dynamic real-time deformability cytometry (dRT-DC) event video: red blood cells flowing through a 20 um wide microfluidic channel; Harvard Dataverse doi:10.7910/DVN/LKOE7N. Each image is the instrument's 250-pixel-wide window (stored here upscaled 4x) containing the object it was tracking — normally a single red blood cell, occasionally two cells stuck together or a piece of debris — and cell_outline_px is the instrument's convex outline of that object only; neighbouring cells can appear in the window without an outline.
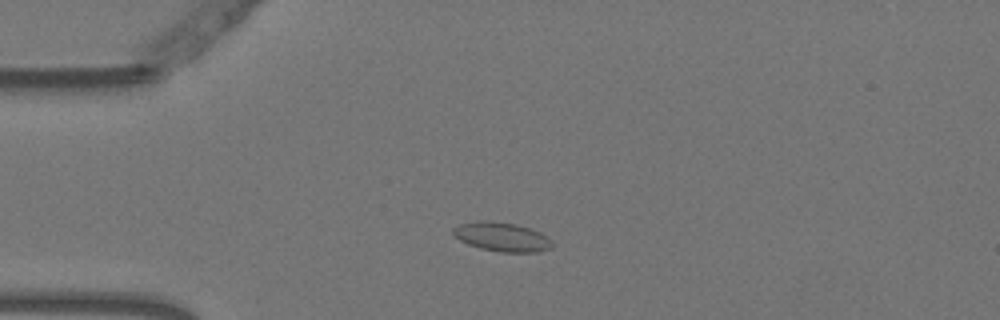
{"species": "Egyptian fruit bat (a non-hibernating species)", "species_latin": "Rousettus aegyptiacus", "temperature_condition": "warm", "stored_images_in_passage": 51, "camera_frame_rate_fps": 3000, "um_per_image_px": 0.085, "animal": {"sex": "female"}, "frame": {"image": 1, "passage_image": 10, "time_ms": 3.0, "image_size_px": [1000, 320], "cell_outline_px": [[552, 248], [540, 252], [500, 252], [480, 248], [468, 244], [460, 240], [452, 232], [452, 228], [460, 224], [476, 220], [492, 220], [516, 224], [540, 232], [548, 236], [552, 240]], "centroid_in_image_um": [42.67, 20.12], "position_along_channel_um": 42.3, "area_um2": 16.99}}
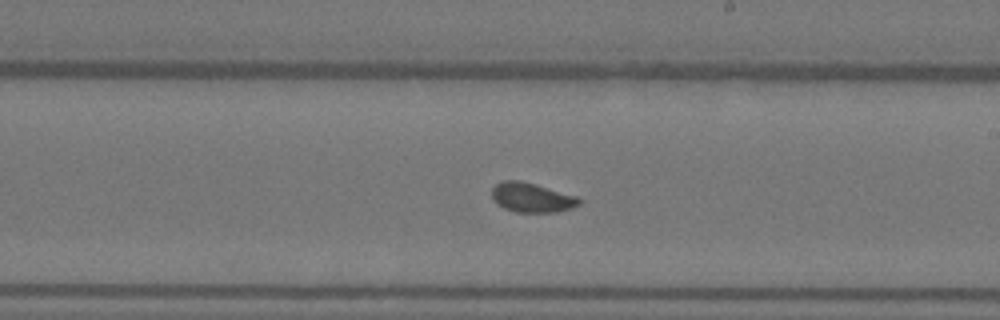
{"frame": {"image": 2, "passage_image": 28, "time_ms": 9.0, "image_size_px": [1000, 320], "cell_outline_px": [[580, 204], [572, 208], [556, 212], [516, 212], [504, 208], [496, 204], [492, 200], [492, 188], [496, 184], [504, 180], [520, 180], [536, 184], [576, 196], [580, 200]], "centroid_in_image_um": [45.17, 16.79], "position_along_channel_um": 243.8, "area_um2": 15.03}}
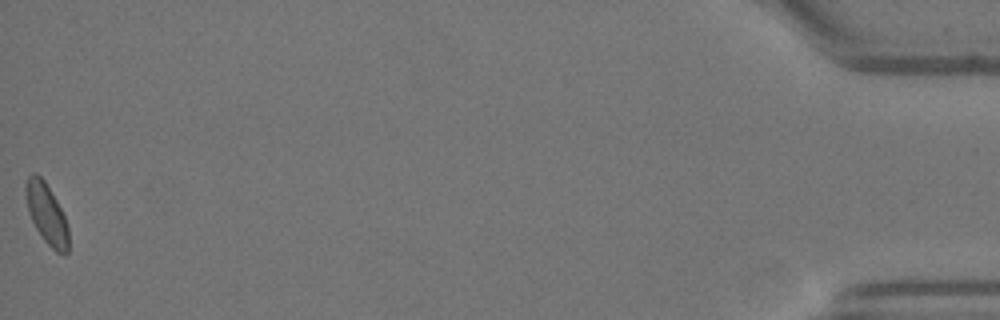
{"frame": {"image": 3, "passage_image": 51, "time_ms": 16.667, "image_size_px": [1000, 320], "cell_outline_px": [[68, 252], [64, 256], [56, 252], [44, 240], [36, 228], [28, 212], [24, 192], [24, 184], [28, 176], [32, 172], [36, 172], [44, 180], [56, 200], [64, 216], [68, 228]], "centroid_in_image_um": [3.93, 18.16], "position_along_channel_um": 431.3, "area_um2": 15.14}, "authors_computed_cell_mechanics": {"area_um2": 15.028, "velocity_mm_per_s": 3.7284, "shape_relaxation_time_tau1_ms": null, "shape_relaxation_time_tau2_ms": 2.1899, "deformation_change_tau1": null, "deformation_change_tau2": 0.0558}}